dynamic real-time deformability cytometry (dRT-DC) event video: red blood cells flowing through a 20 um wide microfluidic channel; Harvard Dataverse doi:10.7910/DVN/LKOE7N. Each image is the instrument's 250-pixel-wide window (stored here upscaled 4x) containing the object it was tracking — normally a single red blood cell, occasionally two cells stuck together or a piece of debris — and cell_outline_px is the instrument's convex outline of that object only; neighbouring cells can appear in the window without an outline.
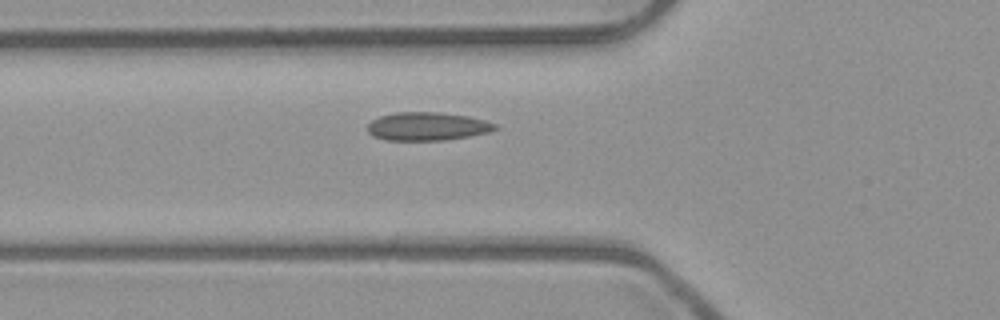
{"species": "common noctule bat (a hibernating species)", "species_latin": "Nyctalus noctula", "temperature_condition": "room temperature", "stored_images_in_passage": 39, "camera_frame_rate_fps": 3000, "um_per_image_px": 0.085, "animal": {"sex": "male", "body_mass_g": 23.1, "forearm_length_mm": 52.7}, "frame": {"image": 1, "passage_image": 10, "time_ms": 3.0, "image_size_px": [1000, 320], "cell_outline_px": [[500, 128], [488, 132], [468, 136], [444, 140], [388, 140], [372, 136], [368, 132], [368, 124], [372, 120], [380, 116], [396, 112], [440, 112], [468, 116], [484, 120], [496, 124]], "centroid_in_image_um": [36.32, 10.73], "position_along_channel_um": 89.5, "area_um2": 20.98}}
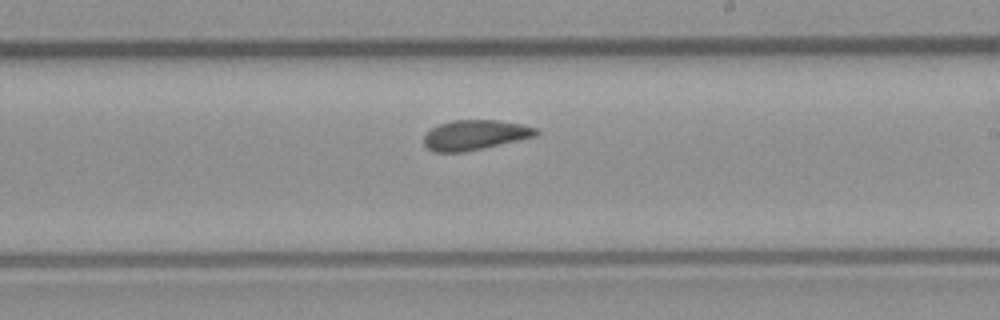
{"frame": {"image": 2, "passage_image": 22, "time_ms": 7.0, "image_size_px": [1000, 320], "cell_outline_px": [[540, 132], [536, 136], [484, 148], [464, 152], [436, 152], [428, 148], [424, 144], [424, 136], [432, 128], [440, 124], [452, 120], [496, 120], [520, 124], [536, 128]], "centroid_in_image_um": [40.38, 11.47], "position_along_channel_um": 248.6, "area_um2": 19.42}}
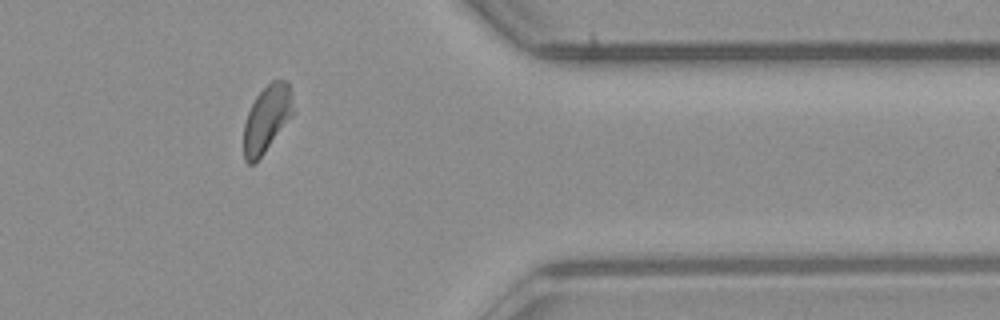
{"frame": {"image": 3, "passage_image": 34, "time_ms": 11.0, "image_size_px": [1000, 320], "cell_outline_px": [[292, 116], [256, 164], [248, 164], [244, 160], [244, 124], [248, 112], [256, 96], [272, 80], [288, 80], [292, 92]], "centroid_in_image_um": [22.67, 10.11], "position_along_channel_um": 388.7, "area_um2": 19.25}}